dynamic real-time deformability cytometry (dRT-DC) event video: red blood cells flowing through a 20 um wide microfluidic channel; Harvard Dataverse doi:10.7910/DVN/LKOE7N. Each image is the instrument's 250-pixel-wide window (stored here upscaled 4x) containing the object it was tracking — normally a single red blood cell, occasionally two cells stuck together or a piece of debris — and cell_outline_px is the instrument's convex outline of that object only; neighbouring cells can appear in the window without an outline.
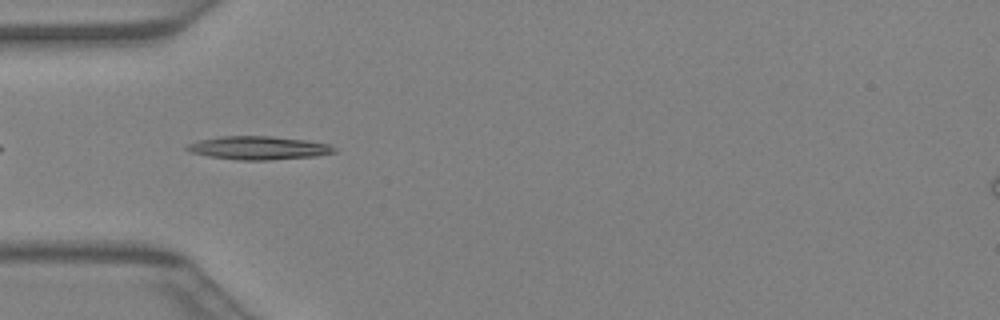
{"species": "Egyptian fruit bat (a non-hibernating species)", "species_latin": "Rousettus aegyptiacus", "temperature_condition": "warm", "stored_images_in_passage": 30, "camera_frame_rate_fps": 3000, "um_per_image_px": 0.085, "animal": {"sex": "female"}, "frame": {"image": 1, "passage_image": 2, "time_ms": 0.333, "image_size_px": [1000, 320], "cell_outline_px": [[336, 152], [316, 156], [268, 160], [240, 160], [208, 156], [192, 152], [184, 148], [188, 144], [200, 140], [220, 136], [272, 136], [308, 140], [332, 144], [336, 148]], "centroid_in_image_um": [22.04, 12.56], "position_along_channel_um": 63.0, "area_um2": 20.11}}
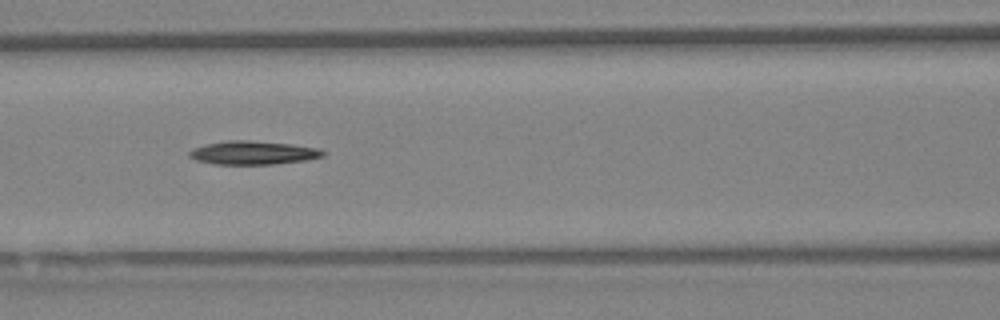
{"frame": {"image": 2, "passage_image": 7, "time_ms": 2.0, "image_size_px": [1000, 320], "cell_outline_px": [[328, 152], [324, 156], [304, 160], [272, 164], [212, 164], [196, 160], [188, 156], [188, 152], [192, 148], [204, 144], [228, 140], [248, 140], [292, 144], [320, 148]], "centroid_in_image_um": [21.5, 12.97], "position_along_channel_um": 145.1, "area_um2": 18.5}}
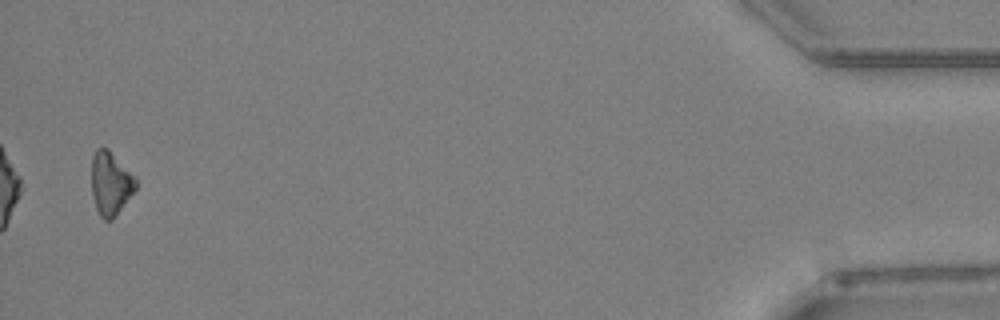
{"frame": {"image": 3, "passage_image": 29, "time_ms": 9.333, "image_size_px": [1000, 320], "cell_outline_px": [[136, 188], [116, 216], [112, 220], [104, 220], [100, 216], [96, 208], [92, 196], [92, 156], [96, 148], [108, 148], [136, 176]], "centroid_in_image_um": [9.4, 15.58], "position_along_channel_um": 425.8, "area_um2": 16.47}}